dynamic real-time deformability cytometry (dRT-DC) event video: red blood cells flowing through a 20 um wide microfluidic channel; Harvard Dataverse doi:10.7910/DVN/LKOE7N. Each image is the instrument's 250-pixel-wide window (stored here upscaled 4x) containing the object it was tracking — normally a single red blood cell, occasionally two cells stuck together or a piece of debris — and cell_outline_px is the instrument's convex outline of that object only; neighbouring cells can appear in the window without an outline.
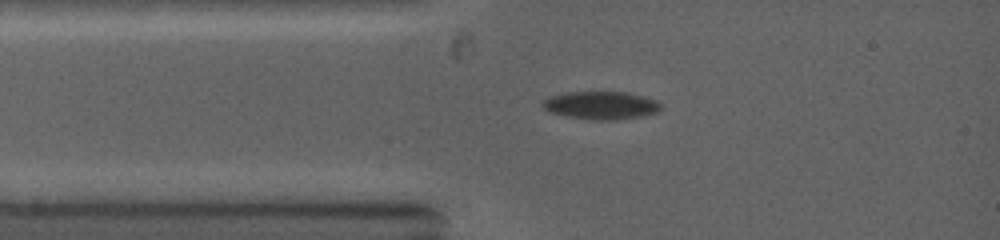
{"species": "common noctule bat (a hibernating species)", "species_latin": "Nyctalus noctula", "temperature_condition": "warm", "stored_images_in_passage": 34, "camera_frame_rate_fps": 5000, "um_per_image_px": 0.085, "animal": {"sex": "female", "body_mass_g": 19.0, "forearm_length_mm": 53.3}, "frame": {"image": 1, "passage_image": 1, "time_ms": 0.0, "image_size_px": [1000, 240], "cell_outline_px": [[664, 108], [656, 112], [640, 116], [616, 120], [596, 120], [568, 116], [552, 112], [544, 108], [540, 104], [548, 96], [564, 92], [628, 92], [644, 96], [656, 100]], "centroid_in_image_um": [51.09, 8.94], "position_along_channel_um": 33.9, "area_um2": 19.25}}
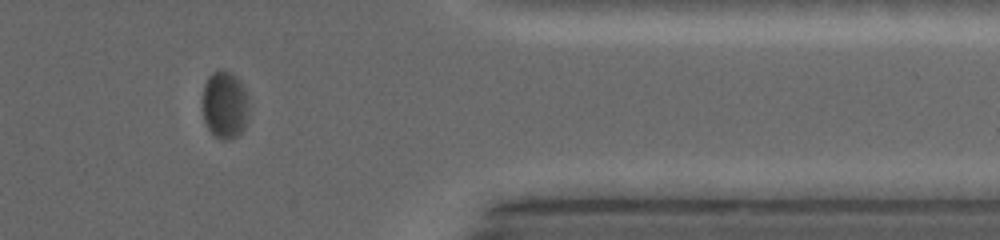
{"frame": {"image": 2, "passage_image": 24, "time_ms": 8.6, "image_size_px": [1000, 240], "cell_outline_px": [[248, 116], [244, 128], [236, 136], [228, 140], [224, 140], [216, 136], [208, 128], [204, 120], [204, 84], [208, 76], [212, 72], [224, 68], [240, 80], [248, 96]], "centroid_in_image_um": [19.13, 8.88], "position_along_channel_um": 392.3, "area_um2": 18.21}}
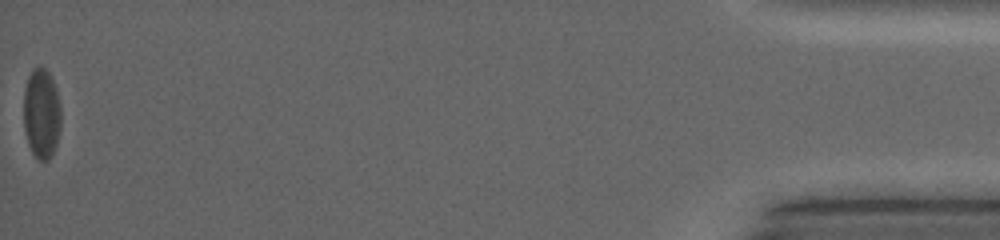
{"frame": {"image": 3, "passage_image": 34, "time_ms": 12.4, "image_size_px": [1000, 240], "cell_outline_px": [[60, 128], [56, 144], [48, 160], [40, 160], [32, 152], [28, 144], [24, 128], [24, 88], [28, 76], [32, 68], [40, 64], [52, 76], [56, 88], [60, 104]], "centroid_in_image_um": [3.52, 9.58], "position_along_channel_um": 431.7, "area_um2": 19.71}}